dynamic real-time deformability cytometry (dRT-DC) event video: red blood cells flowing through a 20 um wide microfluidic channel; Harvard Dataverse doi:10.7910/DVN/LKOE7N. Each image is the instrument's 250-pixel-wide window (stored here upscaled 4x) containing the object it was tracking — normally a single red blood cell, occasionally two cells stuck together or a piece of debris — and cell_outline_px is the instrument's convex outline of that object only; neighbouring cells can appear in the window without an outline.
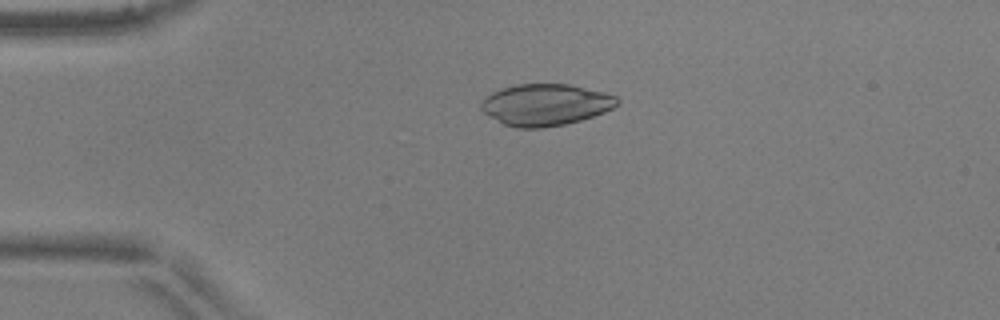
{"species": "common noctule bat (a hibernating species)", "species_latin": "Nyctalus noctula", "temperature_condition": "warm", "stored_images_in_passage": 30, "camera_frame_rate_fps": 3000, "um_per_image_px": 0.085, "animal": {"sex": "male", "body_mass_g": 17.9, "forearm_length_mm": 54.2}, "frame": {"image": 1, "passage_image": 12, "time_ms": 3.667, "image_size_px": [1000, 320], "cell_outline_px": [[620, 104], [604, 112], [580, 120], [564, 124], [544, 128], [516, 128], [504, 124], [488, 116], [480, 108], [480, 104], [484, 96], [500, 88], [516, 84], [568, 84], [604, 92], [616, 96], [620, 100]], "centroid_in_image_um": [46.34, 8.9], "position_along_channel_um": 38.7, "area_um2": 33.18}}
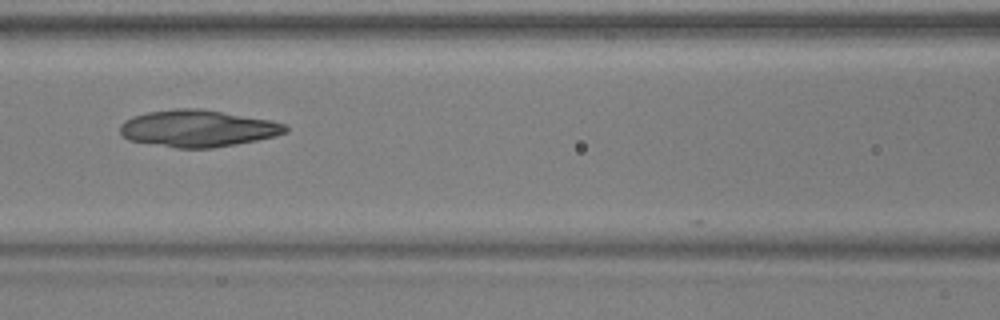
{"frame": {"image": 2, "passage_image": 23, "time_ms": 7.333, "image_size_px": [1000, 320], "cell_outline_px": [[288, 132], [276, 136], [236, 144], [212, 148], [176, 148], [128, 140], [120, 132], [120, 124], [124, 120], [132, 116], [148, 112], [176, 108], [200, 108], [272, 120], [284, 124], [288, 128]], "centroid_in_image_um": [16.81, 10.91], "position_along_channel_um": 149.8, "area_um2": 35.66}}
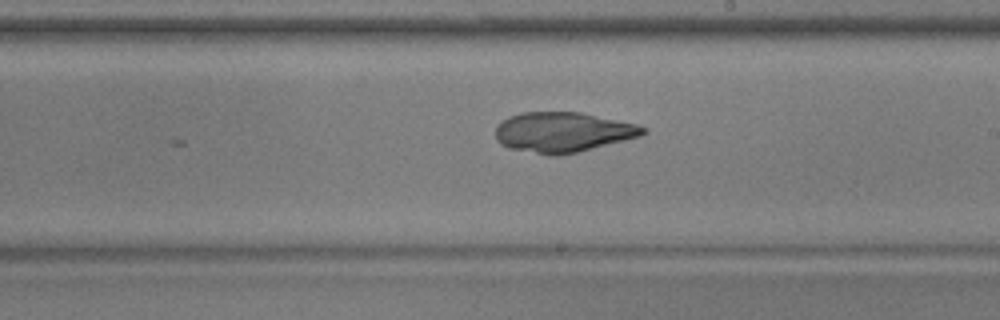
{"frame": {"image": 3, "passage_image": 30, "time_ms": 9.667, "image_size_px": [1000, 320], "cell_outline_px": [[648, 132], [640, 136], [576, 152], [556, 156], [552, 156], [508, 148], [500, 144], [496, 140], [496, 128], [508, 116], [520, 112], [580, 112], [636, 124], [648, 128]], "centroid_in_image_um": [47.82, 11.23], "position_along_channel_um": 241.2, "area_um2": 34.28}}